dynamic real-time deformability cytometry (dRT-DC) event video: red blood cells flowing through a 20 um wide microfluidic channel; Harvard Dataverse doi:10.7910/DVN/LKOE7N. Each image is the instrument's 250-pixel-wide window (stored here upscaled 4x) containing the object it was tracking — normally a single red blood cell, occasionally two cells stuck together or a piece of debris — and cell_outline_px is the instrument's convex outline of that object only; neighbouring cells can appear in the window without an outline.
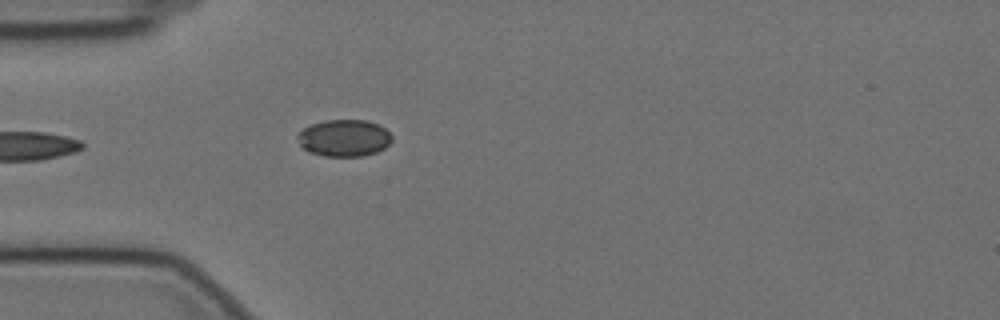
{"species": "Egyptian fruit bat (a non-hibernating species)", "species_latin": "Rousettus aegyptiacus", "temperature_condition": "cold", "stored_images_in_passage": 26, "camera_frame_rate_fps": 3000, "um_per_image_px": 0.085, "animal": {"sex": "female"}, "frame": {"image": 1, "passage_image": 1, "time_ms": 0.0, "image_size_px": [1000, 320], "cell_outline_px": [[392, 140], [384, 148], [376, 152], [364, 156], [324, 156], [308, 152], [300, 148], [296, 136], [304, 128], [312, 124], [328, 120], [364, 120], [376, 124], [384, 128], [392, 136]], "centroid_in_image_um": [29.21, 11.75], "position_along_channel_um": 55.8, "area_um2": 20.29}}
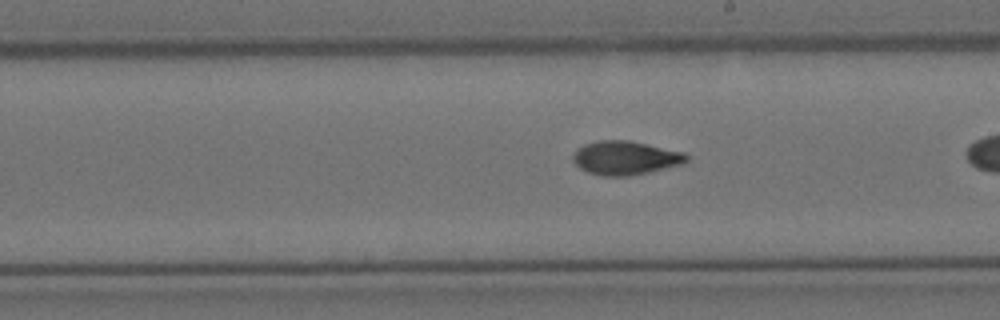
{"frame": {"image": 2, "passage_image": 14, "time_ms": 4.333, "image_size_px": [1000, 320], "cell_outline_px": [[688, 160], [680, 164], [648, 172], [628, 176], [604, 176], [588, 172], [580, 168], [572, 160], [572, 156], [576, 148], [584, 144], [596, 140], [628, 140], [684, 152], [688, 156]], "centroid_in_image_um": [53.1, 13.41], "position_along_channel_um": 235.9, "area_um2": 22.25}}
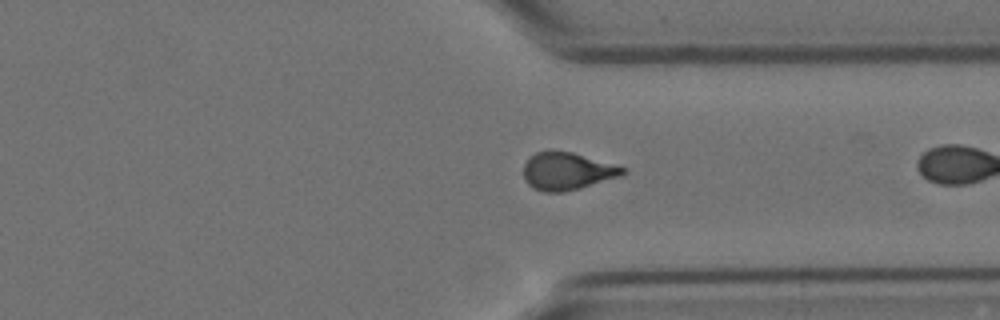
{"frame": {"image": 3, "passage_image": 25, "time_ms": 8.0, "image_size_px": [1000, 320], "cell_outline_px": [[628, 172], [620, 176], [580, 188], [564, 192], [544, 192], [532, 188], [528, 184], [524, 176], [524, 164], [536, 152], [572, 152], [628, 168]], "centroid_in_image_um": [48.24, 14.57], "position_along_channel_um": 363.2, "area_um2": 21.44}}